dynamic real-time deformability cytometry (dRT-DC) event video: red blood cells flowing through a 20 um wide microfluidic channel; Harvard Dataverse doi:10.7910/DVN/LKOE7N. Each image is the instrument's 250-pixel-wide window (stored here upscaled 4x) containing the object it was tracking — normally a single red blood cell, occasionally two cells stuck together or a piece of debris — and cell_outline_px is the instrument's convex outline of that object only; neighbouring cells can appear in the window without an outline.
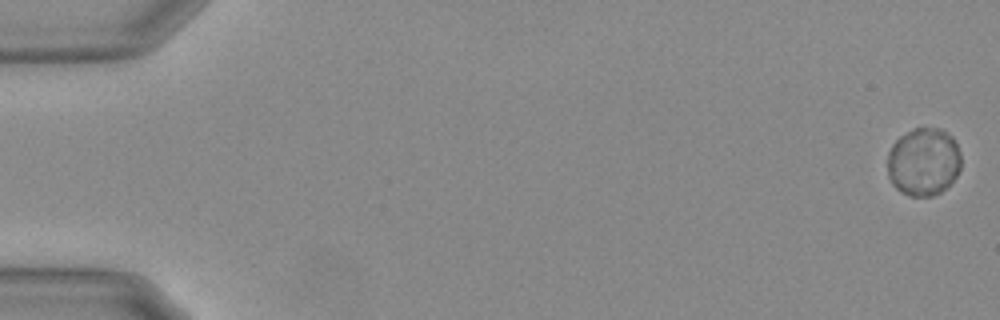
{"species": "Egyptian fruit bat (a non-hibernating species)", "species_latin": "Rousettus aegyptiacus", "temperature_condition": "warm", "stored_images_in_passage": 59, "camera_frame_rate_fps": 3000, "um_per_image_px": 0.085, "animal": {"sex": "female"}, "frame": {"image": 1, "passage_image": 2, "time_ms": 0.333, "image_size_px": [1000, 320], "cell_outline_px": [[960, 168], [956, 176], [940, 192], [932, 196], [908, 196], [896, 188], [892, 184], [888, 176], [888, 152], [892, 144], [900, 136], [912, 128], [940, 128], [948, 132], [952, 136], [960, 152]], "centroid_in_image_um": [78.48, 13.74], "position_along_channel_um": 6.5, "area_um2": 29.25}}
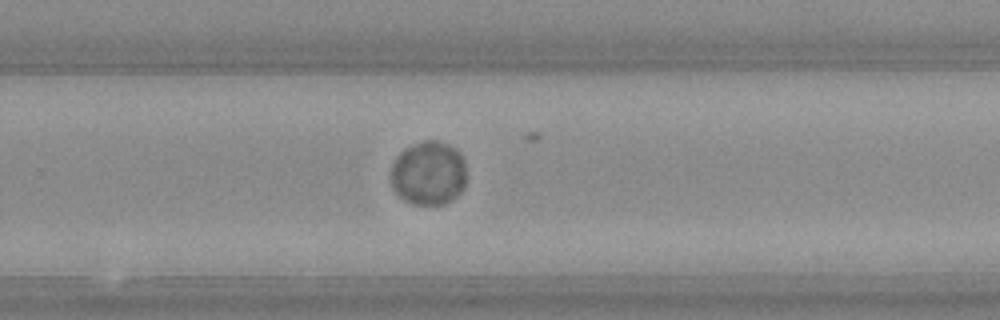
{"frame": {"image": 2, "passage_image": 39, "time_ms": 12.667, "image_size_px": [1000, 320], "cell_outline_px": [[464, 184], [460, 192], [456, 196], [440, 204], [412, 204], [404, 200], [392, 188], [392, 164], [396, 156], [404, 148], [424, 140], [436, 140], [448, 144], [456, 148], [460, 152], [464, 160]], "centroid_in_image_um": [36.41, 14.69], "position_along_channel_um": 293.4, "area_um2": 27.98}}
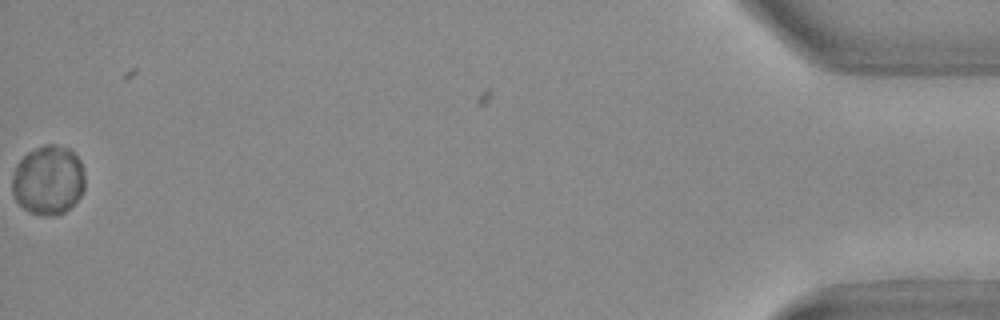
{"frame": {"image": 3, "passage_image": 58, "time_ms": 19.0, "image_size_px": [1000, 320], "cell_outline_px": [[84, 188], [80, 196], [64, 212], [56, 216], [44, 216], [32, 212], [24, 208], [16, 200], [12, 192], [12, 176], [16, 164], [28, 152], [44, 144], [56, 144], [68, 148], [80, 160], [84, 172]], "centroid_in_image_um": [4.09, 15.3], "position_along_channel_um": 431.1, "area_um2": 29.36}}